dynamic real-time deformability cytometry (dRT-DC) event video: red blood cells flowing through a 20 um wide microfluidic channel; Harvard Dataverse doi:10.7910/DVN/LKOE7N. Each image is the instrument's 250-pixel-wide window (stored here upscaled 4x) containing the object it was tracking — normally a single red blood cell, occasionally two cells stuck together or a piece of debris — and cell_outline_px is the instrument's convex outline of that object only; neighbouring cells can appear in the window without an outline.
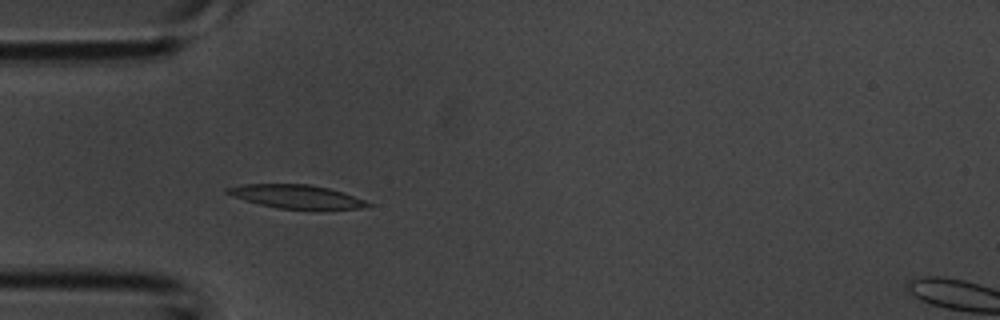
{"species": "common noctule bat (a hibernating species)", "species_latin": "Nyctalus noctula", "temperature_condition": "room temperature", "stored_images_in_passage": 4, "camera_frame_rate_fps": 3000, "um_per_image_px": 0.085, "animal": {"sex": "male", "body_mass_g": 20.1, "forearm_length_mm": 53.5}, "frame": {"image": 1, "passage_image": 4, "time_ms": 1.0, "image_size_px": [1000, 320], "cell_outline_px": [[372, 204], [360, 208], [276, 208], [260, 204], [232, 196], [224, 192], [224, 188], [244, 184], [308, 184], [328, 188], [344, 192], [364, 200]], "centroid_in_image_um": [25.12, 16.68], "position_along_channel_um": 59.9, "area_um2": 18.79}}